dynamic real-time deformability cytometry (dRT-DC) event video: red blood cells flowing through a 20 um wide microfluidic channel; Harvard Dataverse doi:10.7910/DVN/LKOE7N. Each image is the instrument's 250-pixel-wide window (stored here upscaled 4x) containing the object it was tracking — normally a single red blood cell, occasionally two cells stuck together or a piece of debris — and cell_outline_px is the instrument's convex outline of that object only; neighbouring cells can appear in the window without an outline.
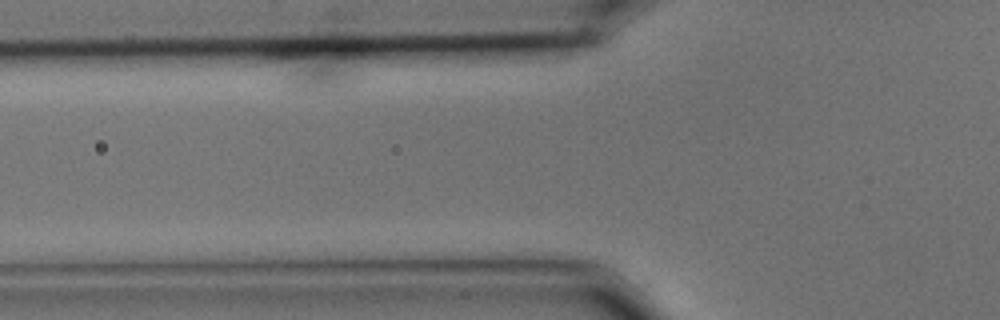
{"species": "common noctule bat (a hibernating species)", "species_latin": "Nyctalus noctula", "temperature_condition": "cold", "stored_images_in_passage": 4, "camera_frame_rate_fps": 3000, "um_per_image_px": 0.085, "animal": {"sex": "male", "body_mass_g": 15.6}, "frame": {"image": 1, "passage_image": 2, "time_ms": 0.333, "image_size_px": [1000, 320], "cell_outline_px": [[588, 88], [580, 100], [568, 104], [508, 112], [444, 116], [344, 112], [352, 100], [360, 96], [392, 92]], "centroid_in_image_um": [39.37, 8.64], "position_along_channel_um": 86.4, "area_um2": 35.2}}